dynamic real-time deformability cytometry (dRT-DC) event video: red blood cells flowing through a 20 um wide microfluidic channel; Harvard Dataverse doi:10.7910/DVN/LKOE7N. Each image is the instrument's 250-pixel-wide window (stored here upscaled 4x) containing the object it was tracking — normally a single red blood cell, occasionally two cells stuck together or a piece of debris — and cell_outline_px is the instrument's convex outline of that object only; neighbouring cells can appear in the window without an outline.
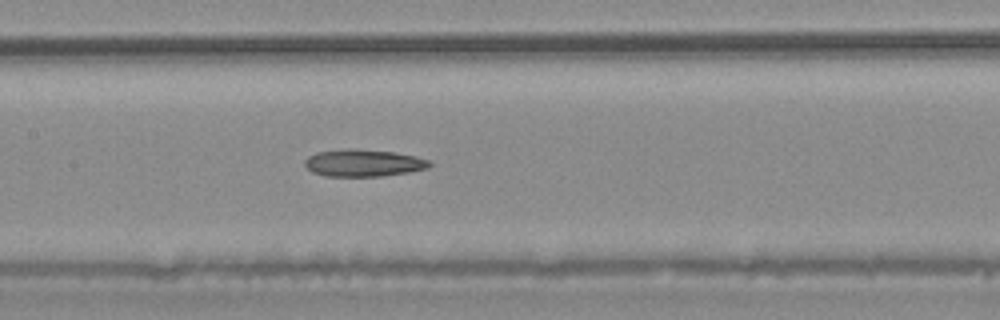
{"species": "common noctule bat (a hibernating species)", "species_latin": "Nyctalus noctula", "temperature_condition": "warm", "stored_images_in_passage": 30, "camera_frame_rate_fps": 3000, "um_per_image_px": 0.085, "animal": {"sex": "male", "body_mass_g": 20.4}, "frame": {"image": 1, "passage_image": 13, "time_ms": 4.0, "image_size_px": [1000, 320], "cell_outline_px": [[432, 164], [428, 168], [408, 172], [380, 176], [324, 176], [312, 172], [304, 164], [304, 160], [308, 156], [316, 152], [348, 148], [356, 148], [396, 152], [416, 156], [432, 160]], "centroid_in_image_um": [30.9, 13.84], "position_along_channel_um": 176.5, "area_um2": 20.0}}